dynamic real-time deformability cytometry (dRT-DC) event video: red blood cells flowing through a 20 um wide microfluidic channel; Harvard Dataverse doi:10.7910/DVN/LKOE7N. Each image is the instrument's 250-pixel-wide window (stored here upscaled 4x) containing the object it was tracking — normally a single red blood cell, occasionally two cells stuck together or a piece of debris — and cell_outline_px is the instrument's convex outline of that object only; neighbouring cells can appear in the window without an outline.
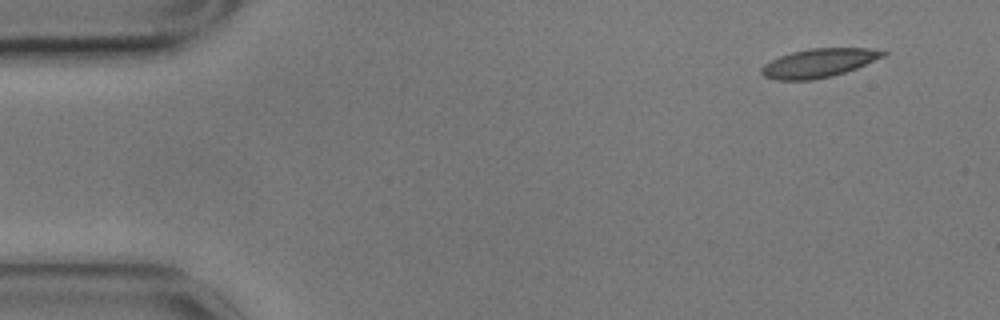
{"species": "common noctule bat (a hibernating species)", "species_latin": "Nyctalus noctula", "temperature_condition": "cold", "stored_images_in_passage": 54, "camera_frame_rate_fps": 3000, "um_per_image_px": 0.085, "animal": {"sex": "male", "body_mass_g": 17.9}, "frame": {"image": 1, "passage_image": 1, "time_ms": 0.0, "image_size_px": [1000, 320], "cell_outline_px": [[888, 52], [884, 56], [856, 68], [832, 76], [812, 80], [776, 80], [764, 76], [760, 72], [760, 68], [764, 64], [780, 56], [792, 52], [812, 48], [868, 48]], "centroid_in_image_um": [69.56, 5.36], "position_along_channel_um": 15.4, "area_um2": 20.17}}
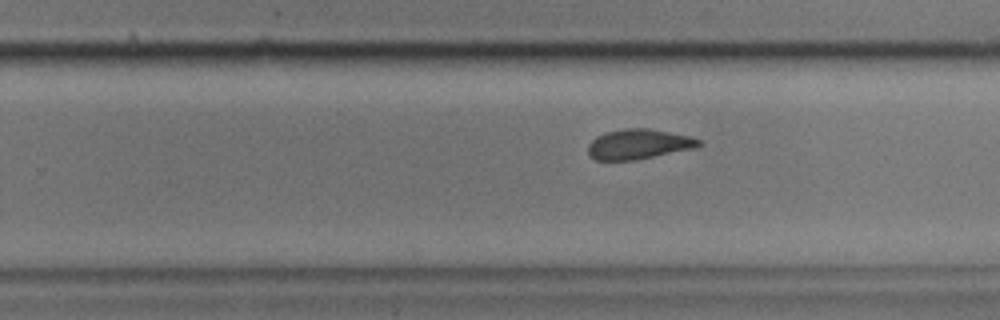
{"frame": {"image": 2, "passage_image": 32, "time_ms": 10.333, "image_size_px": [1000, 320], "cell_outline_px": [[704, 144], [692, 148], [632, 160], [596, 160], [588, 152], [588, 144], [596, 136], [604, 132], [624, 128], [648, 128], [692, 136], [700, 140]], "centroid_in_image_um": [54.26, 12.23], "position_along_channel_um": 275.5, "area_um2": 19.19}}
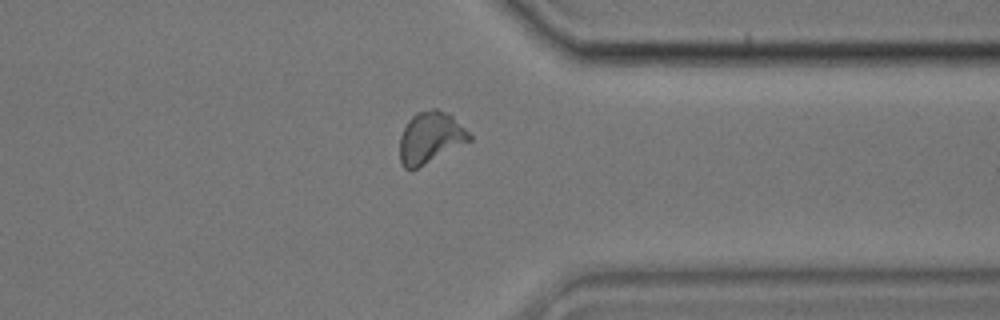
{"frame": {"image": 3, "passage_image": 41, "time_ms": 13.333, "image_size_px": [1000, 320], "cell_outline_px": [[472, 140], [412, 172], [404, 168], [400, 164], [400, 136], [408, 120], [416, 112], [432, 108], [436, 108], [452, 116], [472, 136]], "centroid_in_image_um": [36.55, 11.74], "position_along_channel_um": 374.8, "area_um2": 21.15}, "authors_computed_cell_mechanics": {"area_um2": 20.3167, "velocity_mm_per_s": 3.4641, "shape_relaxation_time_tau1_ms": 3.5172, "shape_relaxation_time_tau2_ms": 1.6142, "deformation_change_tau1": 0.1169, "deformation_change_tau2": 0.0873}}